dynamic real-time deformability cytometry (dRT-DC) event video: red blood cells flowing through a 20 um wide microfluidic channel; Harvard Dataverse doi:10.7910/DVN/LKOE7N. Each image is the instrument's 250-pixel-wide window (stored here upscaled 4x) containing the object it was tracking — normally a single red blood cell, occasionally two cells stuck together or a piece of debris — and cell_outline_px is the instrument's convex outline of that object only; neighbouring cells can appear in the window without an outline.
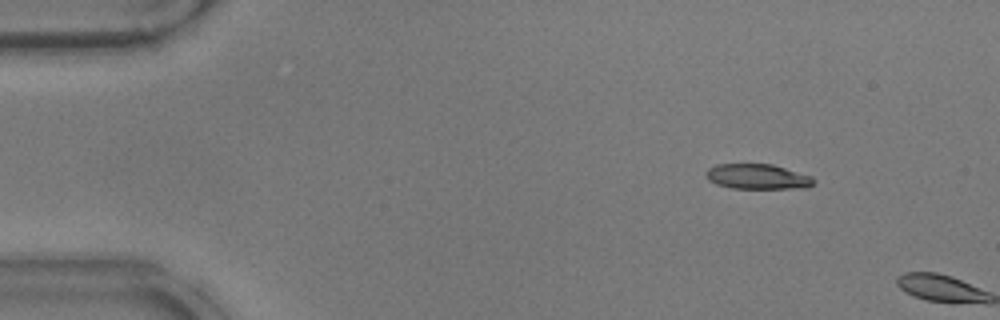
{"species": "common noctule bat (a hibernating species)", "species_latin": "Nyctalus noctula", "temperature_condition": "warm", "stored_images_in_passage": 2, "camera_frame_rate_fps": 3000, "um_per_image_px": 0.085, "animal": {"sex": "male", "body_mass_g": 17.9}, "frame": {"image": 1, "passage_image": 1, "time_ms": 0.0, "image_size_px": [1000, 320], "cell_outline_px": [[816, 180], [808, 188], [732, 188], [716, 184], [708, 180], [704, 172], [708, 168], [716, 164], [772, 164], [812, 176]], "centroid_in_image_um": [64.38, 15.01], "position_along_channel_um": 20.6, "area_um2": 15.84}}